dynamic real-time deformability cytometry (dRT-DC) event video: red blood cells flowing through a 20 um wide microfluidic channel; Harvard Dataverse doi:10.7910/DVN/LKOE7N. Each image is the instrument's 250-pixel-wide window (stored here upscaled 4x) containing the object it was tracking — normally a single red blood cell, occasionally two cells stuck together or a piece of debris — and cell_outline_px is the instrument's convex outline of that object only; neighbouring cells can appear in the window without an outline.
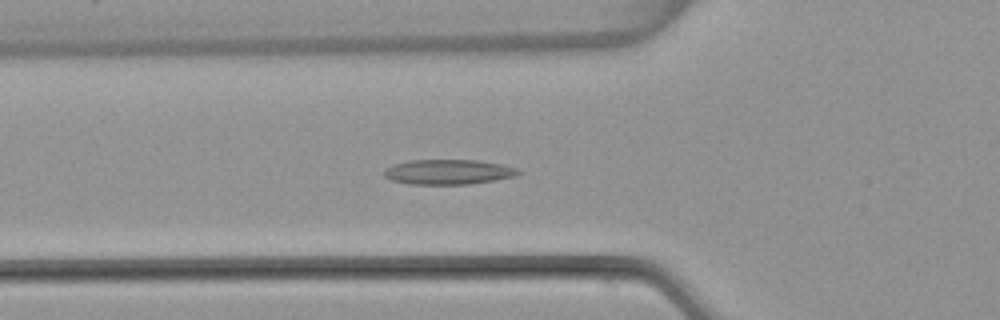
{"species": "common noctule bat (a hibernating species)", "species_latin": "Nyctalus noctula", "temperature_condition": "warm", "stored_images_in_passage": 53, "camera_frame_rate_fps": 3000, "um_per_image_px": 0.085, "animal": {"sex": "female", "body_mass_g": 22.7, "forearm_length_mm": 54.2}, "frame": {"image": 1, "passage_image": 19, "time_ms": 6.0, "image_size_px": [1000, 320], "cell_outline_px": [[520, 172], [516, 176], [496, 180], [468, 184], [408, 184], [392, 180], [384, 176], [384, 168], [392, 164], [408, 160], [480, 160], [504, 164], [516, 168]], "centroid_in_image_um": [38.09, 14.6], "position_along_channel_um": 87.7, "area_um2": 19.71}}
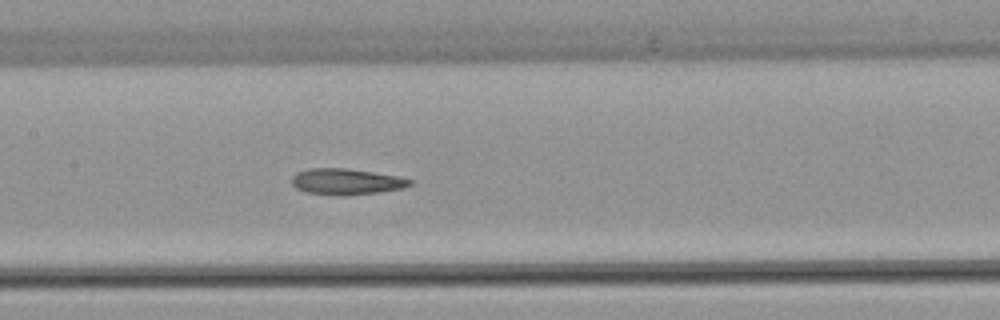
{"frame": {"image": 2, "passage_image": 26, "time_ms": 8.333, "image_size_px": [1000, 320], "cell_outline_px": [[412, 184], [404, 188], [380, 192], [344, 196], [336, 196], [304, 192], [296, 188], [292, 184], [292, 176], [296, 172], [308, 168], [344, 168], [372, 172], [396, 176], [412, 180]], "centroid_in_image_um": [29.39, 15.45], "position_along_channel_um": 178.0, "area_um2": 18.09}}
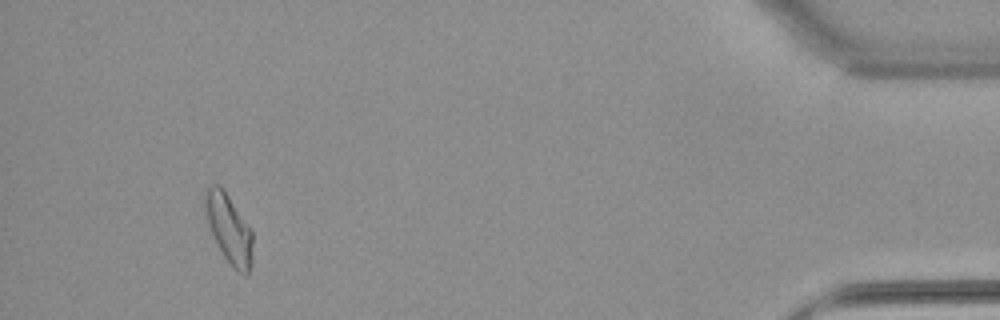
{"frame": {"image": 3, "passage_image": 50, "time_ms": 16.333, "image_size_px": [1000, 320], "cell_outline_px": [[252, 264], [248, 276], [244, 276], [236, 272], [232, 268], [216, 244], [208, 224], [204, 204], [204, 188], [208, 184], [220, 184], [252, 232]], "centroid_in_image_um": [19.44, 19.47], "position_along_channel_um": 415.8, "area_um2": 19.31}, "authors_computed_cell_mechanics": {"area_um2": 18.7272, "velocity_mm_per_s": 3.8546, "shape_relaxation_time_tau1_ms": null, "shape_relaxation_time_tau2_ms": 3.9842, "deformation_change_tau1": null, "deformation_change_tau2": 0.1209}}